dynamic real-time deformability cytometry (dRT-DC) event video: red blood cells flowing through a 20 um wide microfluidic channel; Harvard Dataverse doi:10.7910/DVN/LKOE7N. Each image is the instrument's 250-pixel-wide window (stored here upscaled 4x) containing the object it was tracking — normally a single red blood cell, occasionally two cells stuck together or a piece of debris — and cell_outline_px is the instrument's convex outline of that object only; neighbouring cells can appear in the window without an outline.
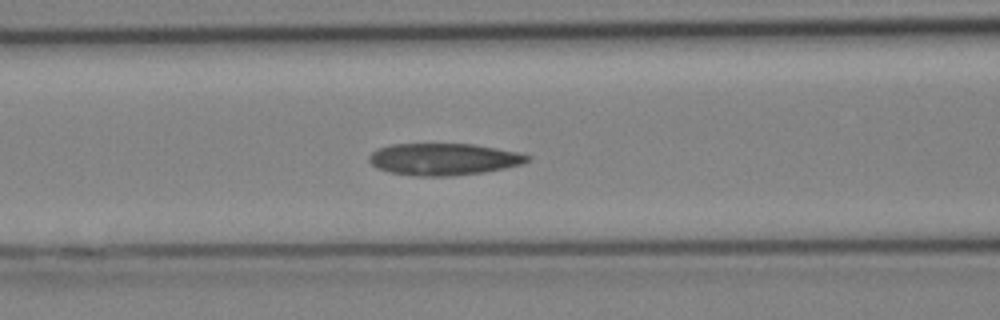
{"species": "Egyptian fruit bat (a non-hibernating species)", "species_latin": "Rousettus aegyptiacus", "temperature_condition": "cold", "stored_images_in_passage": 20, "camera_frame_rate_fps": 3000, "um_per_image_px": 0.085, "animal": {"sex": "female"}, "frame": {"image": 1, "passage_image": 12, "time_ms": 3.667, "image_size_px": [1000, 320], "cell_outline_px": [[532, 160], [524, 164], [484, 172], [448, 176], [416, 176], [388, 172], [376, 168], [368, 160], [368, 156], [376, 148], [388, 144], [472, 144], [520, 152], [532, 156]], "centroid_in_image_um": [37.71, 13.53], "position_along_channel_um": 128.9, "area_um2": 29.77}}
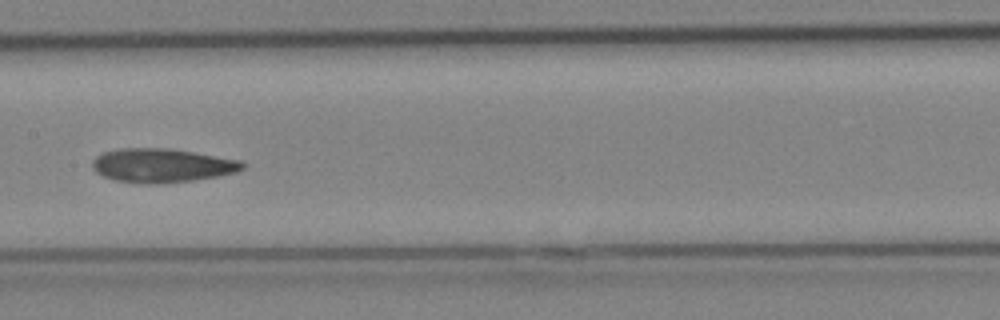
{"frame": {"image": 2, "passage_image": 15, "time_ms": 4.667, "image_size_px": [1000, 320], "cell_outline_px": [[244, 168], [236, 172], [220, 176], [192, 180], [148, 184], [116, 180], [104, 176], [96, 172], [92, 168], [92, 160], [100, 152], [120, 148], [172, 148], [240, 160], [244, 164]], "centroid_in_image_um": [13.74, 14.04], "position_along_channel_um": 193.7, "area_um2": 29.65}}
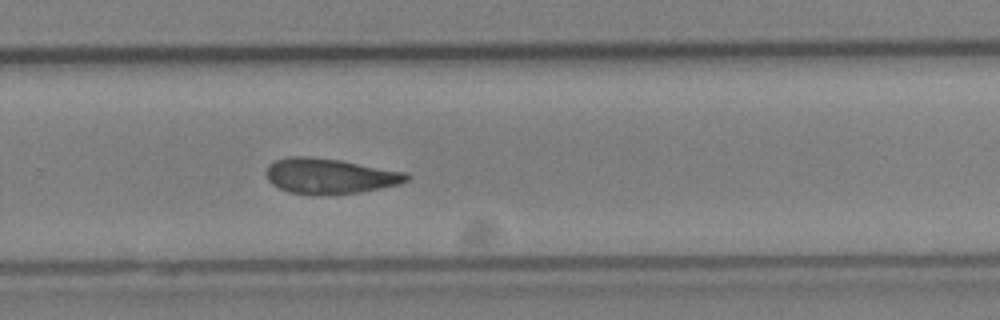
{"frame": {"image": 3, "passage_image": 20, "time_ms": 6.333, "image_size_px": [1000, 320], "cell_outline_px": [[412, 176], [408, 180], [400, 184], [360, 192], [288, 192], [272, 184], [268, 180], [264, 172], [268, 164], [276, 160], [292, 156], [308, 156], [340, 160], [408, 172]], "centroid_in_image_um": [28.05, 14.91], "position_along_channel_um": 301.7, "area_um2": 28.32}}